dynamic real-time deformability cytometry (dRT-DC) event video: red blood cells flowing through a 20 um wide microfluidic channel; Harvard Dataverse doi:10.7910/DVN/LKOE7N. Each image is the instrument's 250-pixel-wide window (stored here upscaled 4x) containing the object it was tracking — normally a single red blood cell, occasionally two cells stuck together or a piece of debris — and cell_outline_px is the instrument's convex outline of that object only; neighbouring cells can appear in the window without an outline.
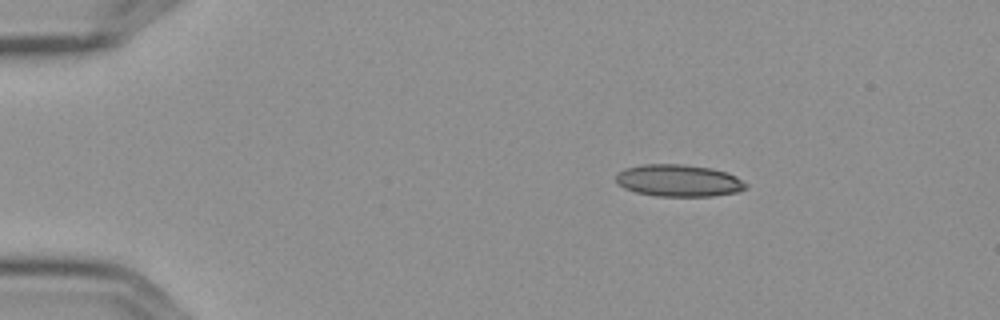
{"species": "Egyptian fruit bat (a non-hibernating species)", "species_latin": "Rousettus aegyptiacus", "temperature_condition": "cold", "stored_images_in_passage": 5, "camera_frame_rate_fps": 3000, "um_per_image_px": 0.085, "frame": {"image": 1, "passage_image": 2, "time_ms": 0.333, "image_size_px": [1000, 320], "cell_outline_px": [[748, 188], [736, 192], [712, 196], [656, 196], [636, 192], [624, 188], [616, 180], [616, 172], [624, 168], [644, 164], [684, 164], [712, 168], [728, 172], [736, 176], [748, 184]], "centroid_in_image_um": [57.7, 15.34], "position_along_channel_um": 27.3, "area_um2": 24.45}}
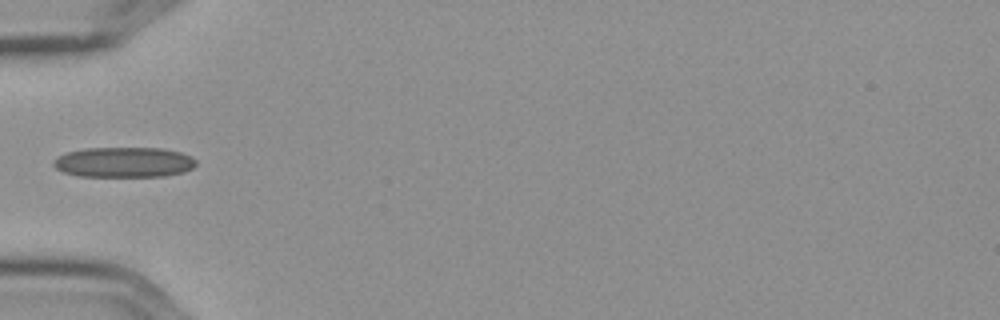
{"frame": {"image": 2, "passage_image": 5, "time_ms": 1.333, "image_size_px": [1000, 320], "cell_outline_px": [[196, 164], [192, 168], [184, 172], [164, 176], [80, 176], [64, 172], [56, 168], [52, 164], [52, 160], [56, 156], [68, 152], [84, 148], [164, 148], [180, 152], [196, 160]], "centroid_in_image_um": [10.51, 13.78], "position_along_channel_um": 74.5, "area_um2": 25.14}}